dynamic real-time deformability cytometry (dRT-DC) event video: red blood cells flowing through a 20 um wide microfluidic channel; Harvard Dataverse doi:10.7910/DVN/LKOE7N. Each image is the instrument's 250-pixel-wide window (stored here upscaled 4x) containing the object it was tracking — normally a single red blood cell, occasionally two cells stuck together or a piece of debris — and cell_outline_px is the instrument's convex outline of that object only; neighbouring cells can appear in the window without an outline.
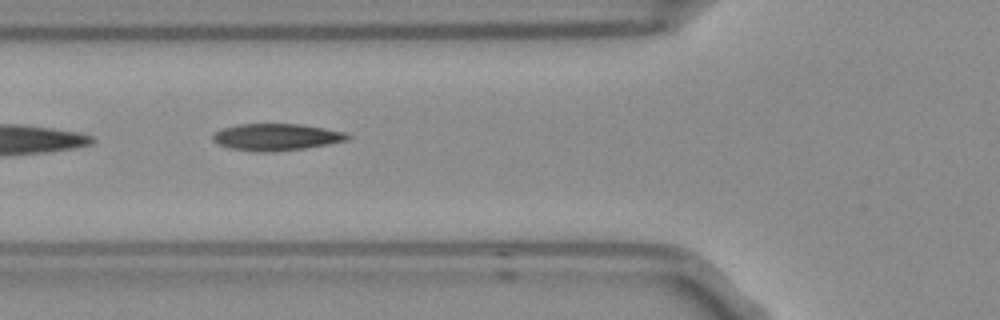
{"species": "Egyptian fruit bat (a non-hibernating species)", "species_latin": "Rousettus aegyptiacus", "temperature_condition": "room temperature", "stored_images_in_passage": 3, "camera_frame_rate_fps": 3000, "um_per_image_px": 0.085, "frame": {"image": 1, "passage_image": 2, "time_ms": 0.333, "image_size_px": [1000, 320], "cell_outline_px": [[352, 136], [348, 140], [328, 144], [304, 148], [272, 152], [256, 152], [228, 148], [212, 140], [212, 136], [216, 132], [224, 128], [240, 124], [300, 124], [324, 128], [344, 132]], "centroid_in_image_um": [23.49, 11.65], "position_along_channel_um": 102.3, "area_um2": 20.98}}